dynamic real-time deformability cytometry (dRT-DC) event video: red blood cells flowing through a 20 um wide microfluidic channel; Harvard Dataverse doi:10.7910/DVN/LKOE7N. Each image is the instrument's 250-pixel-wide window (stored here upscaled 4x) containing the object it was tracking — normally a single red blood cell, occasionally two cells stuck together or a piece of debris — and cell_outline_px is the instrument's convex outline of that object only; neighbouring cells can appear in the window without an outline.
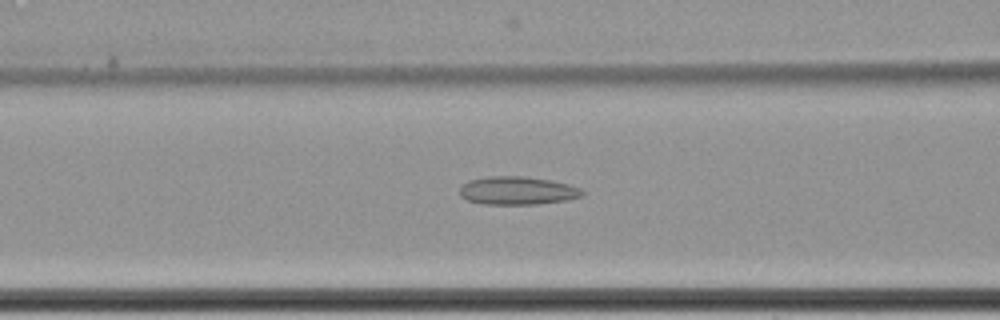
{"species": "common noctule bat (a hibernating species)", "species_latin": "Nyctalus noctula", "temperature_condition": "cold", "stored_images_in_passage": 47, "camera_frame_rate_fps": 3000, "um_per_image_px": 0.085, "animal": {"sex": "female", "body_mass_g": 22.7, "forearm_length_mm": 54.2}, "frame": {"image": 1, "passage_image": 12, "time_ms": 3.667, "image_size_px": [1000, 320], "cell_outline_px": [[584, 196], [568, 200], [536, 204], [484, 204], [468, 200], [460, 196], [460, 188], [468, 180], [488, 176], [524, 176], [552, 180], [568, 184], [580, 188], [584, 192]], "centroid_in_image_um": [44.0, 16.2], "position_along_channel_um": 122.6, "area_um2": 20.23}}
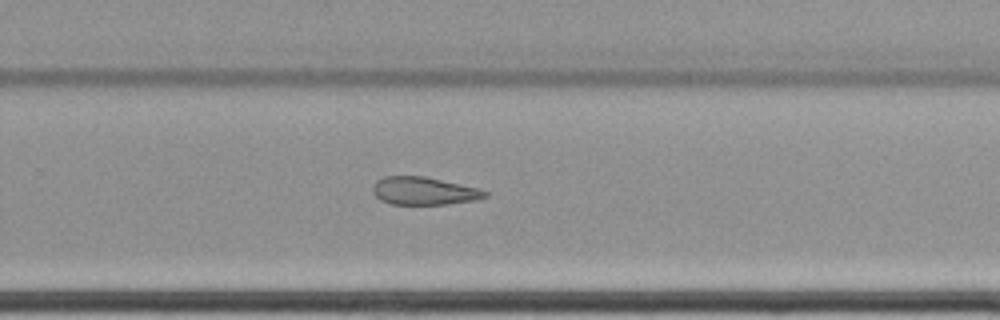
{"frame": {"image": 2, "passage_image": 27, "time_ms": 8.667, "image_size_px": [1000, 320], "cell_outline_px": [[488, 196], [476, 200], [448, 204], [392, 204], [380, 200], [372, 192], [372, 188], [376, 180], [384, 176], [424, 176], [480, 188], [488, 192]], "centroid_in_image_um": [36.04, 16.22], "position_along_channel_um": 293.8, "area_um2": 18.32}}
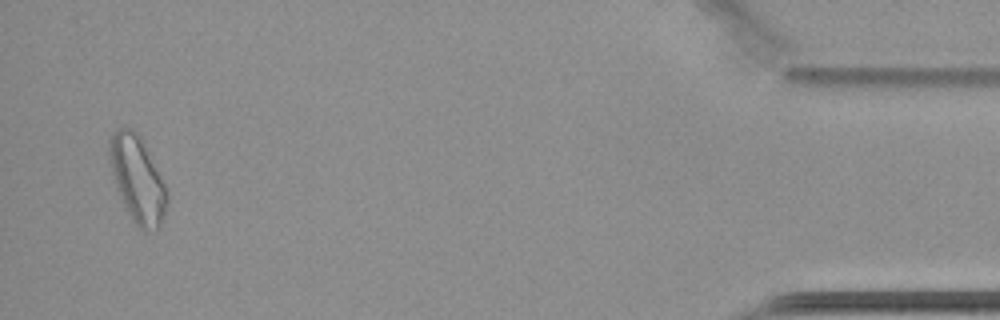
{"frame": {"image": 3, "passage_image": 45, "time_ms": 14.667, "image_size_px": [1000, 320], "cell_outline_px": [[168, 200], [164, 216], [160, 228], [148, 232], [144, 232], [136, 224], [128, 212], [116, 188], [108, 156], [108, 140], [112, 132], [116, 128], [132, 128], [140, 136], [168, 188]], "centroid_in_image_um": [11.69, 15.23], "position_along_channel_um": 423.5, "area_um2": 29.25}, "authors_computed_cell_mechanics": {"area_um2": 20.23, "velocity_mm_per_s": 3.4228, "shape_relaxation_time_tau1_ms": null, "shape_relaxation_time_tau2_ms": 3.6319, "deformation_change_tau1": null, "deformation_change_tau2": 0.1116}}